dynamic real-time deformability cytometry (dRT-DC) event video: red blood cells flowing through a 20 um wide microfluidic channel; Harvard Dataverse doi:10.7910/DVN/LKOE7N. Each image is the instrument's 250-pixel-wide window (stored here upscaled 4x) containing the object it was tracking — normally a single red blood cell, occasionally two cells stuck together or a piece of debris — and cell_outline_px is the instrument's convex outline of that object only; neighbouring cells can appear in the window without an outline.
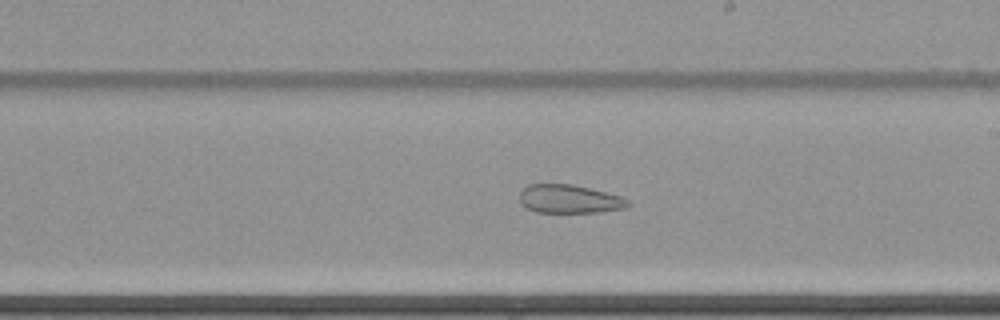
{"species": "common noctule bat (a hibernating species)", "species_latin": "Nyctalus noctula", "temperature_condition": "cold", "stored_images_in_passage": 40, "camera_frame_rate_fps": 3000, "um_per_image_px": 0.085, "animal": {"sex": "female", "body_mass_g": 22.7, "forearm_length_mm": 54.2}, "frame": {"image": 1, "passage_image": 40, "time_ms": 13.0, "image_size_px": [1000, 320], "cell_outline_px": [[632, 204], [628, 208], [604, 212], [536, 212], [520, 204], [520, 192], [528, 184], [572, 184], [620, 196], [628, 200]], "centroid_in_image_um": [48.42, 16.92], "position_along_channel_um": 240.6, "area_um2": 18.03}}